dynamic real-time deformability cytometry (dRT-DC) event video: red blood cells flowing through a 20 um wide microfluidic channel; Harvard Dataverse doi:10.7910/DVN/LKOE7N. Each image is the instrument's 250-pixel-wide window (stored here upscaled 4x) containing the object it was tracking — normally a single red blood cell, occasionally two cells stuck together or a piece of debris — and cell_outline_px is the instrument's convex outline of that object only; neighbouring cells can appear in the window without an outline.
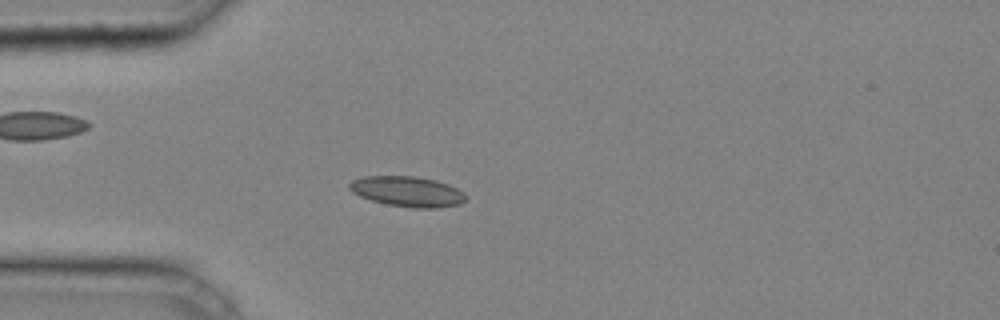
{"species": "common noctule bat (a hibernating species)", "species_latin": "Nyctalus noctula", "temperature_condition": "cold", "stored_images_in_passage": 36, "camera_frame_rate_fps": 3000, "um_per_image_px": 0.085, "animal": {"sex": "male", "body_mass_g": 20.4}, "frame": {"image": 1, "passage_image": 6, "time_ms": 1.667, "image_size_px": [1000, 320], "cell_outline_px": [[464, 200], [460, 204], [440, 208], [416, 208], [388, 204], [372, 200], [360, 196], [352, 192], [348, 188], [348, 184], [352, 180], [364, 176], [412, 176], [436, 180], [448, 184], [464, 192]], "centroid_in_image_um": [34.61, 16.27], "position_along_channel_um": 50.4, "area_um2": 20.46}}